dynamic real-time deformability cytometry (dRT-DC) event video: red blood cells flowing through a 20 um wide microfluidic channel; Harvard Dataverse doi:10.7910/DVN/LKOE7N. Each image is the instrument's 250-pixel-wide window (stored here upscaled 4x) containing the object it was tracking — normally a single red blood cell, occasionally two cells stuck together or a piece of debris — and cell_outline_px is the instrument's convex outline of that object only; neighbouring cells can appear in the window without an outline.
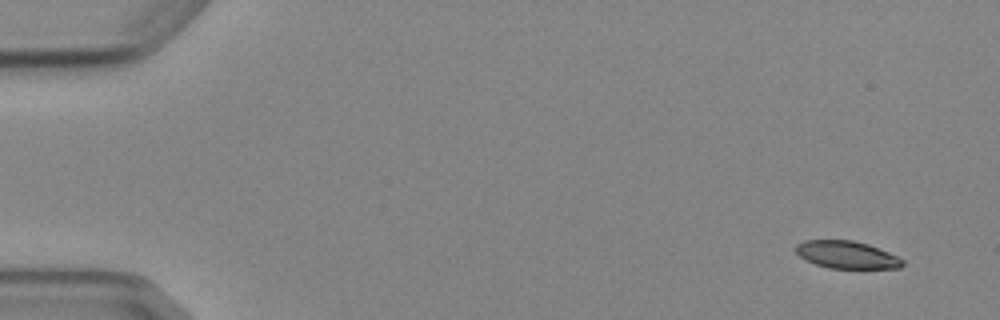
{"species": "Egyptian fruit bat (a non-hibernating species)", "species_latin": "Rousettus aegyptiacus", "temperature_condition": "cold", "stored_images_in_passage": 4, "camera_frame_rate_fps": 3000, "um_per_image_px": 0.085, "animal": {"sex": "female"}, "frame": {"image": 1, "passage_image": 1, "time_ms": 0.0, "image_size_px": [1000, 320], "cell_outline_px": [[904, 264], [900, 268], [828, 268], [816, 264], [800, 256], [796, 252], [796, 244], [804, 240], [852, 240], [868, 244], [888, 252], [904, 260]], "centroid_in_image_um": [71.98, 21.65], "position_along_channel_um": 13.0, "area_um2": 16.94}}
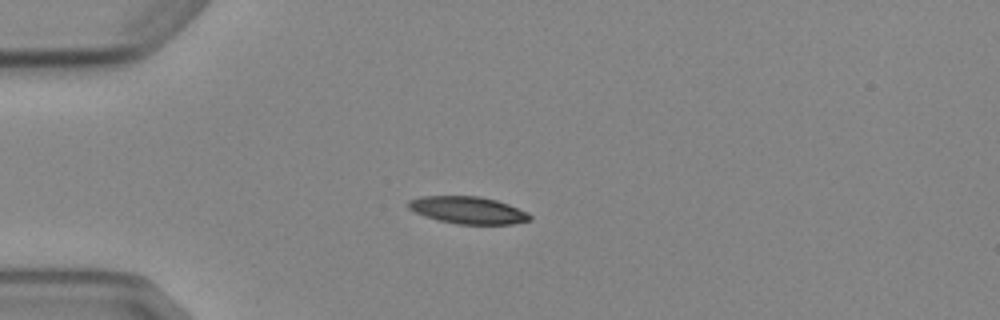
{"frame": {"image": 2, "passage_image": 4, "time_ms": 3.667, "image_size_px": [1000, 320], "cell_outline_px": [[532, 216], [528, 220], [512, 224], [456, 224], [424, 216], [408, 208], [408, 200], [420, 196], [480, 196], [496, 200], [508, 204], [528, 212]], "centroid_in_image_um": [39.76, 17.85], "position_along_channel_um": 45.2, "area_um2": 19.19}}